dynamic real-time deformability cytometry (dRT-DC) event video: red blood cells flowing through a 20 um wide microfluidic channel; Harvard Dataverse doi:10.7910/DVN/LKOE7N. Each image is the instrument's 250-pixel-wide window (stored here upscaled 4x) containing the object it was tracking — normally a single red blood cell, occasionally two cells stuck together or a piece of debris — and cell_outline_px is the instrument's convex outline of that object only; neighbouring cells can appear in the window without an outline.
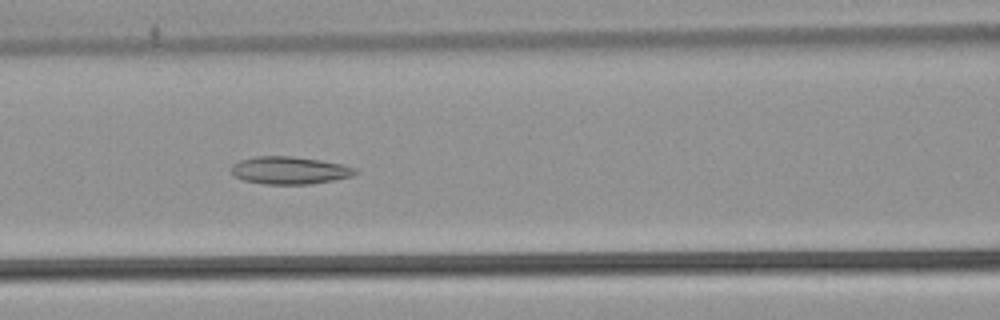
{"species": "common noctule bat (a hibernating species)", "species_latin": "Nyctalus noctula", "temperature_condition": "warm", "stored_images_in_passage": 53, "camera_frame_rate_fps": 3000, "um_per_image_px": 0.085, "animal": {"sex": "male", "body_mass_g": 21.5, "forearm_length_mm": 52.0}, "frame": {"image": 1, "passage_image": 24, "time_ms": 7.667, "image_size_px": [1000, 320], "cell_outline_px": [[356, 172], [352, 176], [332, 180], [308, 184], [264, 184], [244, 180], [232, 176], [232, 164], [240, 160], [256, 156], [292, 156], [320, 160], [344, 164], [356, 168]], "centroid_in_image_um": [24.59, 14.47], "position_along_channel_um": 142.0, "area_um2": 19.88}}
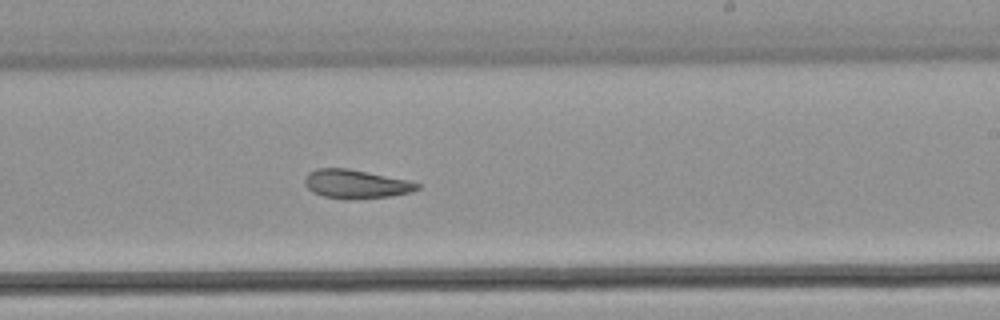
{"frame": {"image": 2, "passage_image": 33, "time_ms": 10.667, "image_size_px": [1000, 320], "cell_outline_px": [[420, 188], [412, 192], [392, 196], [324, 196], [312, 192], [304, 184], [304, 180], [308, 172], [316, 168], [348, 168], [408, 180], [420, 184]], "centroid_in_image_um": [30.25, 15.58], "position_along_channel_um": 258.7, "area_um2": 18.03}}
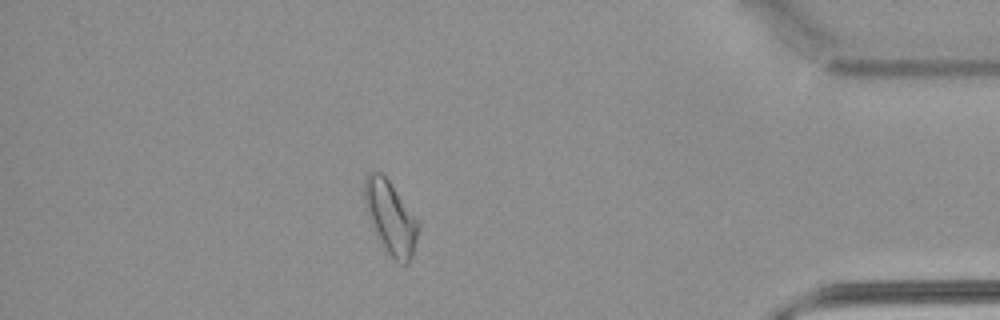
{"frame": {"image": 3, "passage_image": 47, "time_ms": 15.333, "image_size_px": [1000, 320], "cell_outline_px": [[420, 228], [412, 256], [408, 264], [400, 264], [388, 252], [372, 224], [364, 196], [364, 176], [368, 172], [380, 172], [388, 180], [420, 224]], "centroid_in_image_um": [33.22, 18.48], "position_along_channel_um": 402.0, "area_um2": 21.96}, "authors_computed_cell_mechanics": {"area_um2": 21.964, "velocity_mm_per_s": 3.8994, "shape_relaxation_time_tau1_ms": null, "shape_relaxation_time_tau2_ms": 6.4326, "deformation_change_tau1": null, "deformation_change_tau2": 0.1552}}